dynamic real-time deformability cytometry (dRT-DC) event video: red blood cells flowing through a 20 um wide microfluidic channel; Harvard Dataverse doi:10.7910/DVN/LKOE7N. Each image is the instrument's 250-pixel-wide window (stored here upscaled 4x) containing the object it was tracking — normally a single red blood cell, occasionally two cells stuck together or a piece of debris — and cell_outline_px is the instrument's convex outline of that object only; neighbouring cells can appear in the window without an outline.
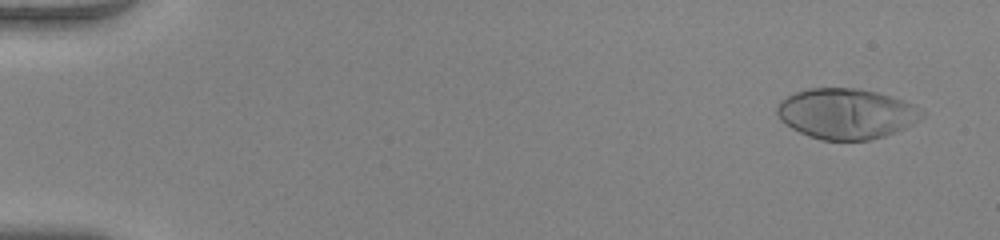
{"species": "human", "species_latin": "Homo sapiens", "temperature_condition": "warm", "stored_images_in_passage": 51, "camera_frame_rate_fps": 3000, "um_per_image_px": 0.085, "donor": {"sex": "female"}, "frame": {"image": 1, "passage_image": 3, "time_ms": 0.667, "image_size_px": [1000, 240], "cell_outline_px": [[924, 116], [920, 120], [904, 128], [884, 136], [868, 140], [820, 140], [808, 136], [792, 128], [780, 120], [776, 112], [776, 108], [780, 100], [796, 92], [808, 88], [860, 88], [876, 92], [912, 104], [924, 112]], "centroid_in_image_um": [71.9, 9.66], "position_along_channel_um": 13.1, "area_um2": 42.43}}
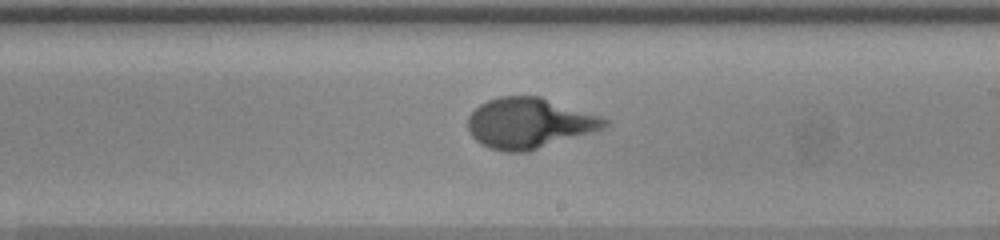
{"frame": {"image": 2, "passage_image": 31, "time_ms": 10.0, "image_size_px": [1000, 240], "cell_outline_px": [[612, 124], [604, 128], [592, 132], [528, 152], [504, 152], [488, 148], [480, 144], [472, 136], [468, 128], [468, 116], [480, 104], [488, 100], [500, 96], [540, 96], [600, 116], [608, 120]], "centroid_in_image_um": [44.98, 10.48], "position_along_channel_um": 244.0, "area_um2": 40.29}}
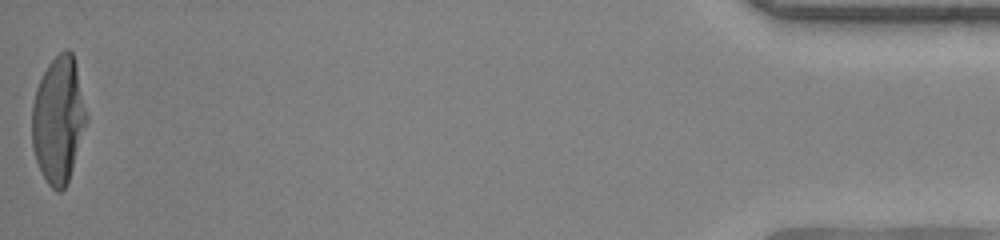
{"frame": {"image": 3, "passage_image": 51, "time_ms": 16.667, "image_size_px": [1000, 240], "cell_outline_px": [[88, 120], [68, 180], [64, 188], [60, 192], [56, 192], [48, 184], [36, 160], [32, 148], [32, 104], [36, 88], [48, 64], [64, 48], [68, 48], [72, 52], [76, 64], [88, 116]], "centroid_in_image_um": [4.97, 10.16], "position_along_channel_um": 430.2, "area_um2": 40.11}, "authors_computed_cell_mechanics": {"area_um2": 40.1132, "velocity_mm_per_s": 4.1037, "shape_relaxation_time_tau1_ms": 5.1256, "shape_relaxation_time_tau2_ms": null, "deformation_change_tau1": 0.3411, "deformation_change_tau2": null}}